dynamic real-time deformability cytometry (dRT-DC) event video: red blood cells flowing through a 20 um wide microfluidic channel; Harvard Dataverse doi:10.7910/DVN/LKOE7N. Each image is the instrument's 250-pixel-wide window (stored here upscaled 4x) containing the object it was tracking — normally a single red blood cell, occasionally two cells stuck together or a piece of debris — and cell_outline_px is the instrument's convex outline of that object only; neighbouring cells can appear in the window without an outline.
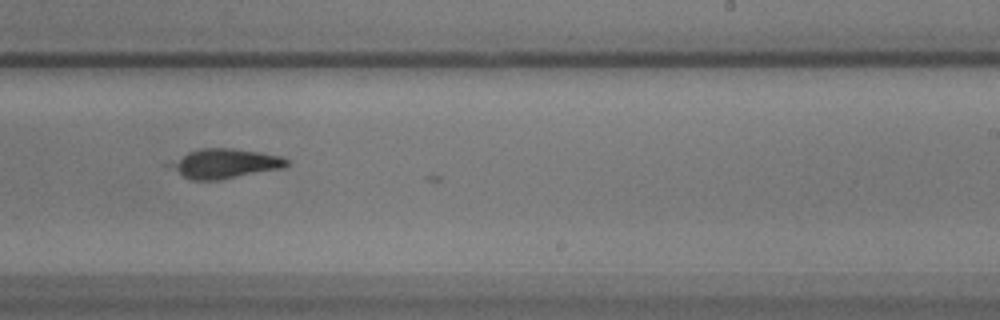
{"species": "common noctule bat (a hibernating species)", "species_latin": "Nyctalus noctula", "temperature_condition": "warm", "stored_images_in_passage": 18, "camera_frame_rate_fps": 3000, "um_per_image_px": 0.085, "animal": {"sex": "male", "body_mass_g": 17.9}, "frame": {"image": 1, "passage_image": 15, "time_ms": 4.667, "image_size_px": [1000, 320], "cell_outline_px": [[288, 164], [284, 168], [216, 180], [192, 180], [184, 176], [164, 164], [188, 152], [200, 148], [232, 148], [260, 152], [280, 156], [288, 160]], "centroid_in_image_um": [19.07, 13.89], "position_along_channel_um": 269.9, "area_um2": 20.0}}